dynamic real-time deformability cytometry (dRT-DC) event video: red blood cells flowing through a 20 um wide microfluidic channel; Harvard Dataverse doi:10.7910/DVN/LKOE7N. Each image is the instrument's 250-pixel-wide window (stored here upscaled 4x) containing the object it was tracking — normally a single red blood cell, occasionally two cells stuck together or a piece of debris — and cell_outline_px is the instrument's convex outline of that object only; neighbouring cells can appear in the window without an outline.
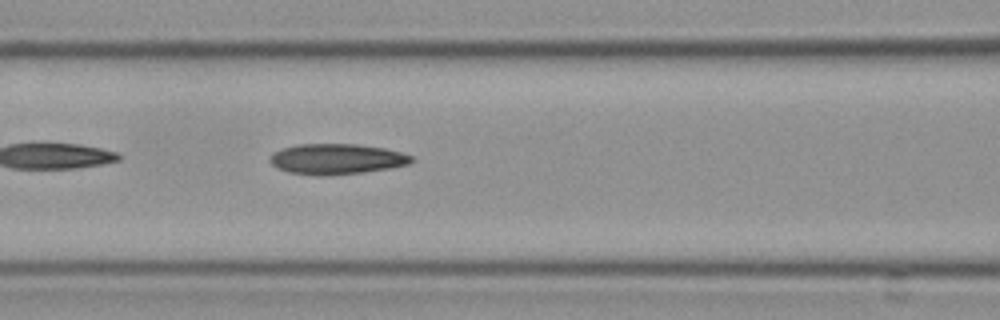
{"species": "Egyptian fruit bat (a non-hibernating species)", "species_latin": "Rousettus aegyptiacus", "temperature_condition": "cold", "stored_images_in_passage": 25, "camera_frame_rate_fps": 3000, "um_per_image_px": 0.085, "frame": {"image": 1, "passage_image": 8, "time_ms": 2.333, "image_size_px": [1000, 320], "cell_outline_px": [[412, 160], [408, 164], [388, 168], [360, 172], [292, 172], [280, 168], [272, 164], [268, 160], [272, 152], [280, 148], [296, 144], [356, 144], [384, 148], [400, 152], [412, 156]], "centroid_in_image_um": [28.6, 13.44], "position_along_channel_um": 138.0, "area_um2": 23.87}}